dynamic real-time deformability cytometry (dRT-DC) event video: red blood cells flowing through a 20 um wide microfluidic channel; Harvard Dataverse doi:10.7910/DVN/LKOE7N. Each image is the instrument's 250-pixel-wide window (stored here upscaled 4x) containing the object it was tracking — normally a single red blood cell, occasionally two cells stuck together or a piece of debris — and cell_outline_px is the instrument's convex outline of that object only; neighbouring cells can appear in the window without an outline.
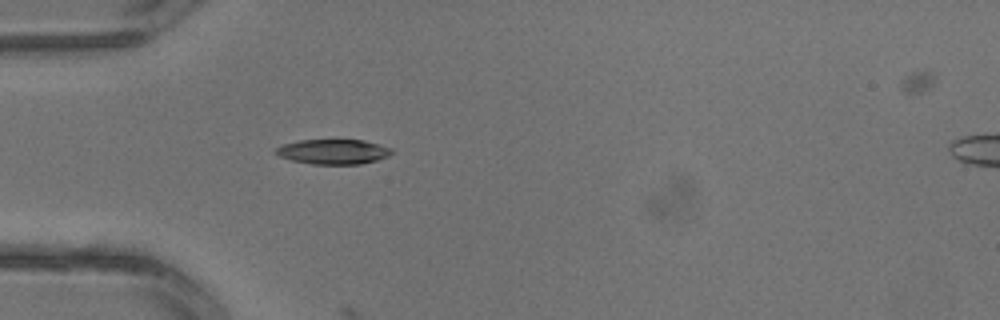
{"species": "common noctule bat (a hibernating species)", "species_latin": "Nyctalus noctula", "temperature_condition": "warm", "stored_images_in_passage": 5, "camera_frame_rate_fps": 3000, "um_per_image_px": 0.085, "animal": {"sex": "male", "body_mass_g": 13.3}, "frame": {"image": 1, "passage_image": 4, "time_ms": 1.0, "image_size_px": [1000, 320], "cell_outline_px": [[392, 152], [388, 156], [376, 160], [360, 164], [312, 164], [292, 160], [280, 156], [276, 152], [276, 148], [284, 144], [300, 140], [364, 140], [392, 148]], "centroid_in_image_um": [28.35, 12.89], "position_along_channel_um": 56.7, "area_um2": 16.59}}